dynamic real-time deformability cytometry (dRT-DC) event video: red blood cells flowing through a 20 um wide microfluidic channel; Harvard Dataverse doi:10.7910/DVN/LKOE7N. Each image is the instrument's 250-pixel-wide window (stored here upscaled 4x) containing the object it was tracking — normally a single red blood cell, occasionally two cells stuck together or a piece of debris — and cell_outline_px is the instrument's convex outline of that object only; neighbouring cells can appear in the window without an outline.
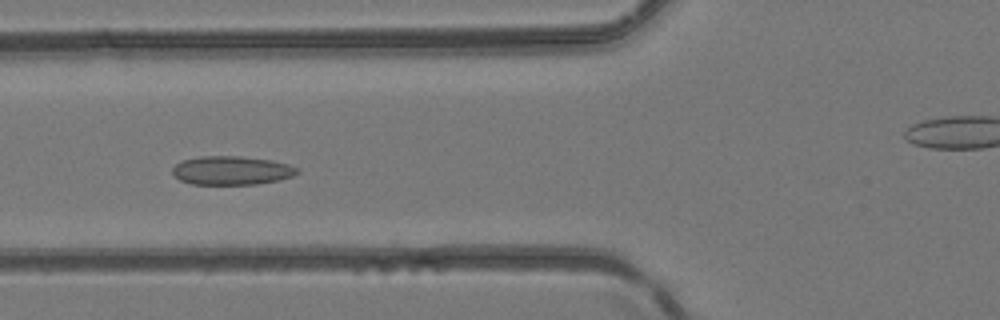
{"species": "common noctule bat (a hibernating species)", "species_latin": "Nyctalus noctula", "temperature_condition": "room temperature", "stored_images_in_passage": 47, "camera_frame_rate_fps": 3000, "um_per_image_px": 0.085, "animal": {"sex": "female", "body_mass_g": 24.6, "forearm_length_mm": 56.2}, "frame": {"image": 1, "passage_image": 18, "time_ms": 5.667, "image_size_px": [1000, 320], "cell_outline_px": [[300, 172], [292, 176], [280, 180], [256, 184], [192, 184], [180, 180], [172, 176], [172, 168], [180, 160], [200, 156], [240, 156], [272, 160], [288, 164], [300, 168]], "centroid_in_image_um": [19.68, 14.48], "position_along_channel_um": 106.1, "area_um2": 21.15}}
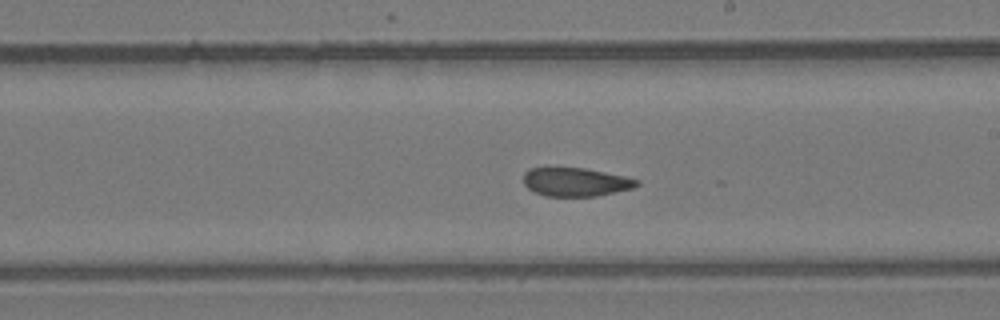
{"frame": {"image": 2, "passage_image": 27, "time_ms": 8.667, "image_size_px": [1000, 320], "cell_outline_px": [[640, 184], [632, 188], [596, 196], [544, 196], [528, 188], [524, 184], [524, 172], [528, 168], [584, 168], [624, 176], [640, 180]], "centroid_in_image_um": [48.92, 15.47], "position_along_channel_um": 240.1, "area_um2": 18.73}}
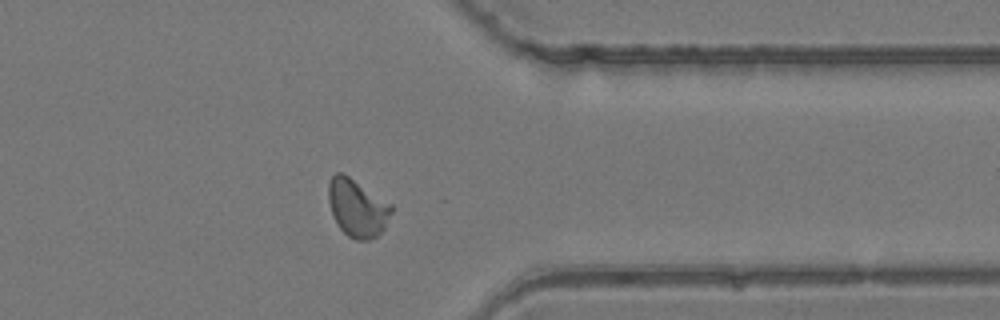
{"frame": {"image": 3, "passage_image": 37, "time_ms": 12.0, "image_size_px": [1000, 320], "cell_outline_px": [[392, 212], [384, 228], [376, 236], [368, 240], [356, 240], [348, 236], [340, 228], [332, 216], [328, 200], [328, 184], [332, 176], [336, 172], [344, 172], [392, 204]], "centroid_in_image_um": [30.35, 17.65], "position_along_channel_um": 381.0, "area_um2": 21.33}}